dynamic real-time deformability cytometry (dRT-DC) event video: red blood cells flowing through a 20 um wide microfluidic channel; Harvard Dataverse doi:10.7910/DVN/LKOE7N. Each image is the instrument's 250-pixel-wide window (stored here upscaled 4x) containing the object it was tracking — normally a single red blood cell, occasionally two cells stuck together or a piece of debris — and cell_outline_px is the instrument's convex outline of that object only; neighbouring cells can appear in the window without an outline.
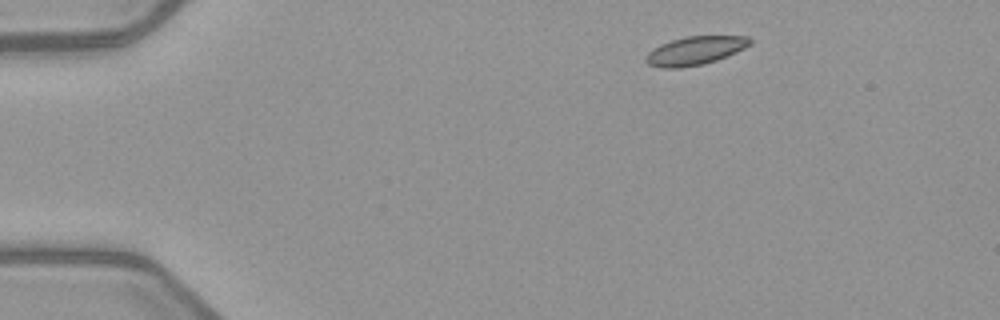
{"species": "common noctule bat (a hibernating species)", "species_latin": "Nyctalus noctula", "temperature_condition": "warm", "stored_images_in_passage": 4, "camera_frame_rate_fps": 3000, "um_per_image_px": 0.085, "animal": {"sex": "female", "body_mass_g": 21.9}, "frame": {"image": 1, "passage_image": 1, "time_ms": 0.0, "image_size_px": [1000, 320], "cell_outline_px": [[752, 44], [736, 52], [716, 60], [704, 64], [680, 68], [660, 68], [648, 64], [644, 60], [644, 56], [648, 52], [660, 44], [672, 40], [688, 36], [748, 36], [752, 40]], "centroid_in_image_um": [59.06, 4.31], "position_along_channel_um": 25.9, "area_um2": 17.34}}